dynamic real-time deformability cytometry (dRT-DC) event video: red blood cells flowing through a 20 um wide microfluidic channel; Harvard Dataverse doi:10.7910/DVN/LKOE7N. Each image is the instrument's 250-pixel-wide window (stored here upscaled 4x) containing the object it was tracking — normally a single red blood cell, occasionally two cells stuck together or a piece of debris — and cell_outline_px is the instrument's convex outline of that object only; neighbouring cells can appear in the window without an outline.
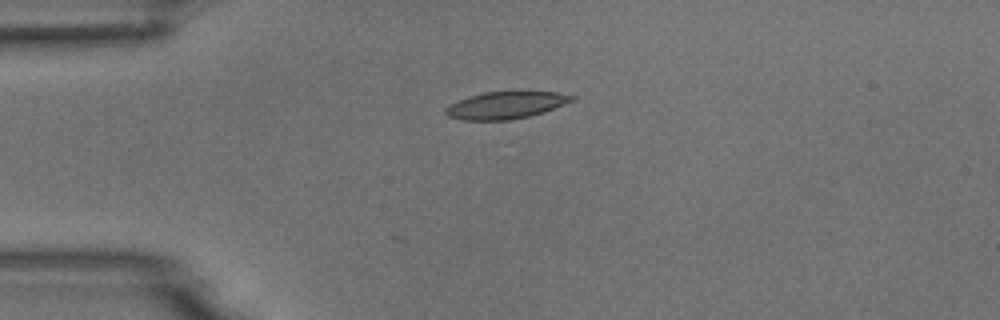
{"species": "common noctule bat (a hibernating species)", "species_latin": "Nyctalus noctula", "temperature_condition": "room temperature", "stored_images_in_passage": 3, "camera_frame_rate_fps": 3000, "um_per_image_px": 0.085, "animal": {"sex": "male", "body_mass_g": 18.8}, "frame": {"image": 1, "passage_image": 1, "time_ms": 0.0, "image_size_px": [1000, 320], "cell_outline_px": [[576, 100], [544, 112], [512, 120], [460, 120], [448, 116], [444, 112], [444, 108], [460, 100], [484, 92], [556, 92], [576, 96]], "centroid_in_image_um": [43.02, 8.95], "position_along_channel_um": 42.0, "area_um2": 19.83}}